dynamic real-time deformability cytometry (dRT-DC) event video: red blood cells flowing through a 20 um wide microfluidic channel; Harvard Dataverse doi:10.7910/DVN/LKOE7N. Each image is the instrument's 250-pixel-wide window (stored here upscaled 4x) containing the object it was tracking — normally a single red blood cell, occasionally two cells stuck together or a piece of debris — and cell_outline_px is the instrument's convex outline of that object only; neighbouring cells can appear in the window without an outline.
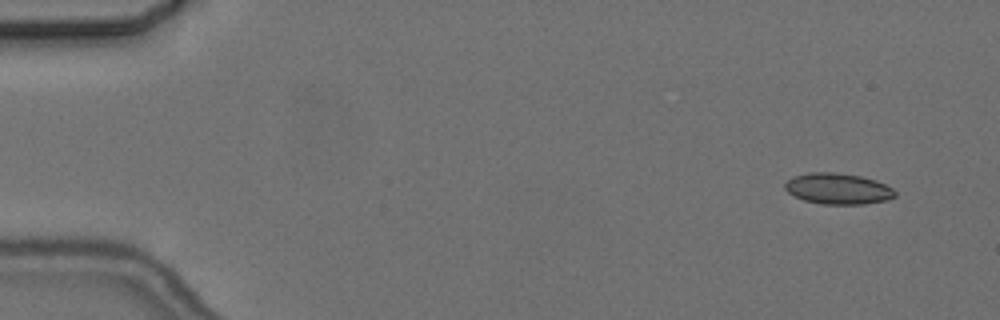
{"species": "common noctule bat (a hibernating species)", "species_latin": "Nyctalus noctula", "temperature_condition": "cold", "stored_images_in_passage": 6, "camera_frame_rate_fps": 3000, "um_per_image_px": 0.085, "animal": {"sex": "female", "body_mass_g": 24.6, "forearm_length_mm": 56.2}, "frame": {"image": 1, "passage_image": 1, "time_ms": 0.0, "image_size_px": [1000, 320], "cell_outline_px": [[896, 196], [884, 200], [864, 204], [824, 204], [804, 200], [788, 192], [784, 188], [784, 184], [792, 176], [808, 172], [836, 172], [860, 176], [876, 180], [892, 188], [896, 192]], "centroid_in_image_um": [71.21, 16.02], "position_along_channel_um": 13.8, "area_um2": 19.83}}
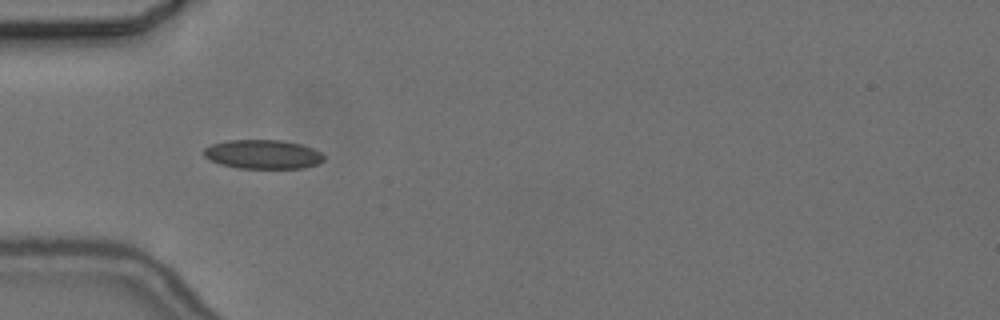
{"frame": {"image": 2, "passage_image": 5, "time_ms": 4.667, "image_size_px": [1000, 320], "cell_outline_px": [[324, 160], [316, 164], [304, 168], [236, 168], [220, 164], [204, 156], [204, 148], [212, 144], [228, 140], [280, 140], [300, 144], [312, 148], [320, 152], [324, 156]], "centroid_in_image_um": [22.34, 13.12], "position_along_channel_um": 62.7, "area_um2": 20.23}}